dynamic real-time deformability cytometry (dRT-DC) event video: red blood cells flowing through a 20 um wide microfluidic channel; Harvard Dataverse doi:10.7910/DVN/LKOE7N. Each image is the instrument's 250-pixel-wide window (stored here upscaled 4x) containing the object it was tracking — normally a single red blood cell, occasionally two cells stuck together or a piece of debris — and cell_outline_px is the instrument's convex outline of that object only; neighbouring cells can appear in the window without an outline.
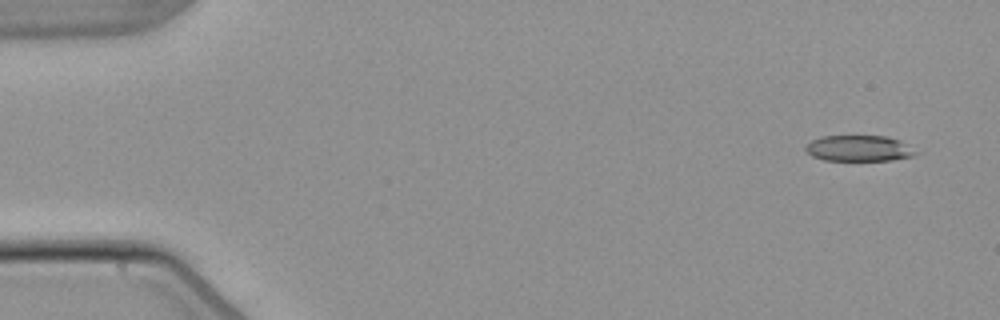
{"species": "common noctule bat (a hibernating species)", "species_latin": "Nyctalus noctula", "temperature_condition": "warm", "stored_images_in_passage": 5, "camera_frame_rate_fps": 3000, "um_per_image_px": 0.085, "animal": {"sex": "male", "body_mass_g": 21.5, "forearm_length_mm": 52.0}, "frame": {"image": 1, "passage_image": 1, "time_ms": 0.0, "image_size_px": [1000, 320], "cell_outline_px": [[920, 152], [912, 156], [892, 160], [824, 160], [812, 156], [804, 148], [812, 140], [820, 136], [888, 136], [900, 140]], "centroid_in_image_um": [73.04, 12.6], "position_along_channel_um": 12.0, "area_um2": 16.65}}
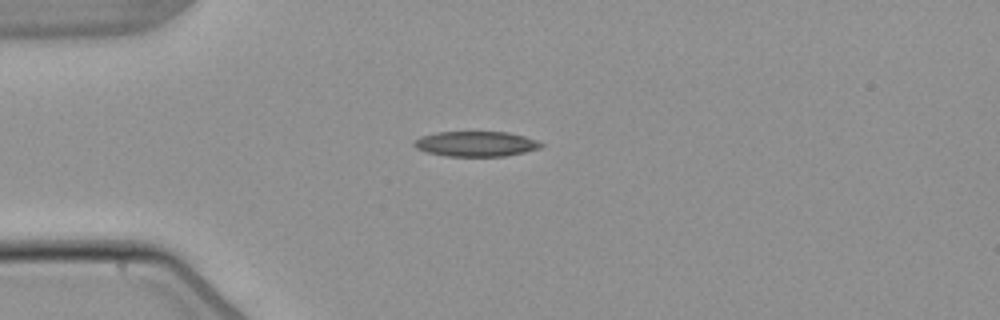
{"frame": {"image": 2, "passage_image": 4, "time_ms": 3.667, "image_size_px": [1000, 320], "cell_outline_px": [[544, 144], [540, 148], [524, 152], [504, 156], [448, 156], [428, 152], [416, 148], [412, 144], [420, 136], [436, 132], [508, 132], [524, 136], [536, 140]], "centroid_in_image_um": [40.45, 12.22], "position_along_channel_um": 44.5, "area_um2": 18.5}}